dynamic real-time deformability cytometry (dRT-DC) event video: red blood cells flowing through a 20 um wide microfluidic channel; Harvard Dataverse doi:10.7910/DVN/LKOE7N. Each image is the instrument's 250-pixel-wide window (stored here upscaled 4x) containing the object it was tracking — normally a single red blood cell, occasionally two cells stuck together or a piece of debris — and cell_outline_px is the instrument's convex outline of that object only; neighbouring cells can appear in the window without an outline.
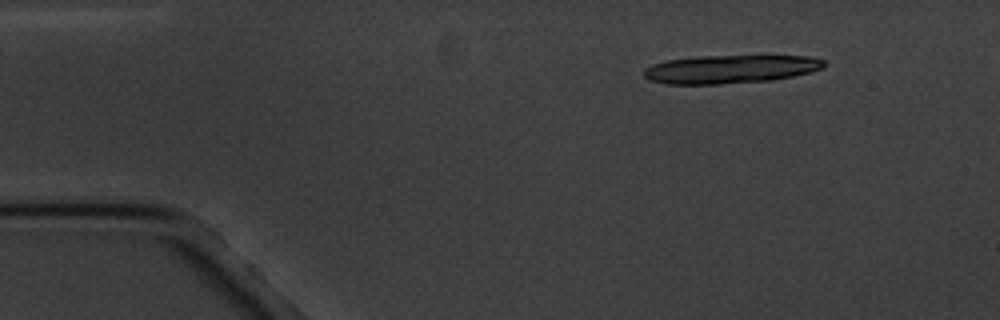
{"species": "common noctule bat (a hibernating species)", "species_latin": "Nyctalus noctula", "temperature_condition": "cold", "stored_images_in_passage": 7, "camera_frame_rate_fps": 3000, "um_per_image_px": 0.085, "animal": {"sex": "male", "body_mass_g": 20.1, "forearm_length_mm": 53.5}, "frame": {"image": 1, "passage_image": 2, "time_ms": 1.333, "image_size_px": [1000, 320], "cell_outline_px": [[824, 68], [792, 76], [772, 80], [720, 84], [664, 84], [648, 80], [644, 76], [644, 68], [652, 64], [664, 60], [696, 56], [812, 56], [824, 60]], "centroid_in_image_um": [62.01, 5.87], "position_along_channel_um": 23.0, "area_um2": 29.88}}
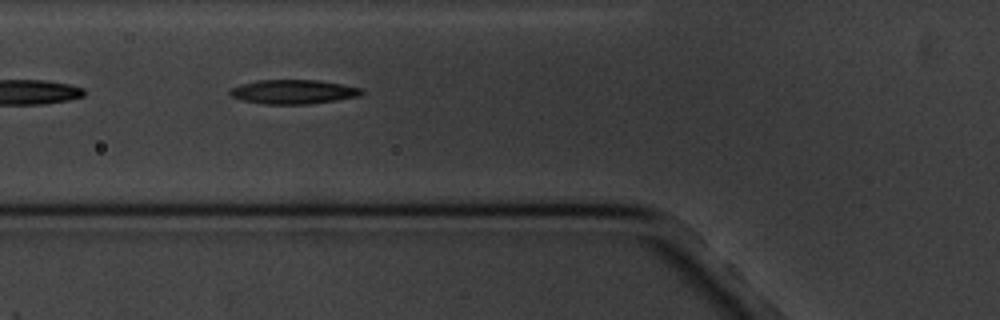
{"frame": {"image": 2, "passage_image": 6, "time_ms": 6.0, "image_size_px": [1000, 320], "cell_outline_px": [[364, 92], [360, 96], [336, 100], [308, 104], [264, 104], [240, 100], [232, 96], [228, 92], [232, 88], [240, 84], [260, 80], [316, 80], [364, 88]], "centroid_in_image_um": [24.94, 7.81], "position_along_channel_um": 100.9, "area_um2": 18.55}}